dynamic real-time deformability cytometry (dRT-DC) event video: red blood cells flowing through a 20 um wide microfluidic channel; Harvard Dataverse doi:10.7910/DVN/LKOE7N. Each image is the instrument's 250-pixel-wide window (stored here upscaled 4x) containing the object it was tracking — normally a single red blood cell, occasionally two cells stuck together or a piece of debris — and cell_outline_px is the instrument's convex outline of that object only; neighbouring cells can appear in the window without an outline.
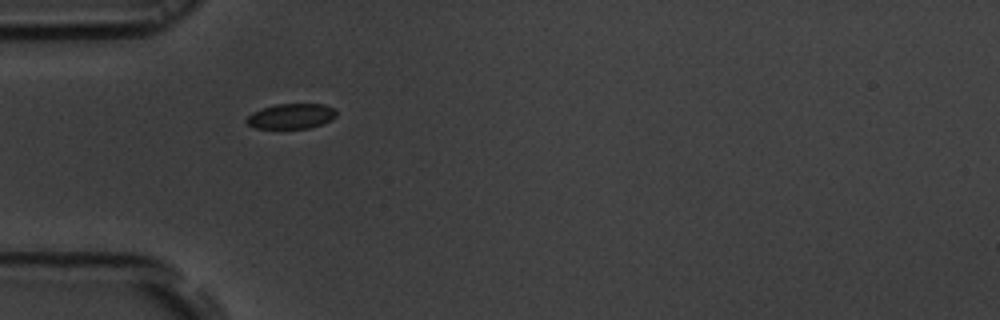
{"species": "common noctule bat (a hibernating species)", "species_latin": "Nyctalus noctula", "temperature_condition": "room temperature", "stored_images_in_passage": 39, "camera_frame_rate_fps": 3000, "um_per_image_px": 0.085, "animal": {"sex": "male", "body_mass_g": 19.5, "forearm_length_mm": 54.6}, "frame": {"image": 1, "passage_image": 1, "time_ms": 0.0, "image_size_px": [1000, 320], "cell_outline_px": [[336, 116], [332, 120], [308, 128], [256, 128], [248, 124], [244, 120], [252, 112], [276, 104], [324, 104], [336, 108]], "centroid_in_image_um": [24.77, 9.87], "position_along_channel_um": 60.2, "area_um2": 13.12}}
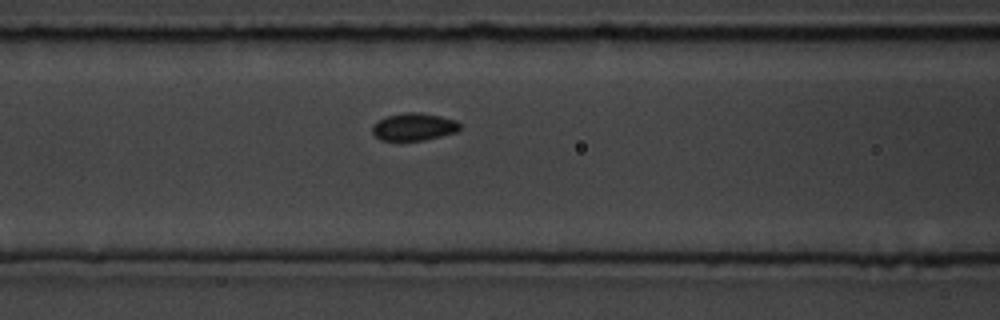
{"frame": {"image": 2, "passage_image": 7, "time_ms": 2.0, "image_size_px": [1000, 320], "cell_outline_px": [[460, 128], [456, 132], [424, 140], [380, 140], [372, 132], [372, 124], [384, 116], [404, 112], [420, 112], [440, 116], [456, 120], [460, 124]], "centroid_in_image_um": [35.15, 10.76], "position_along_channel_um": 131.5, "area_um2": 14.1}}
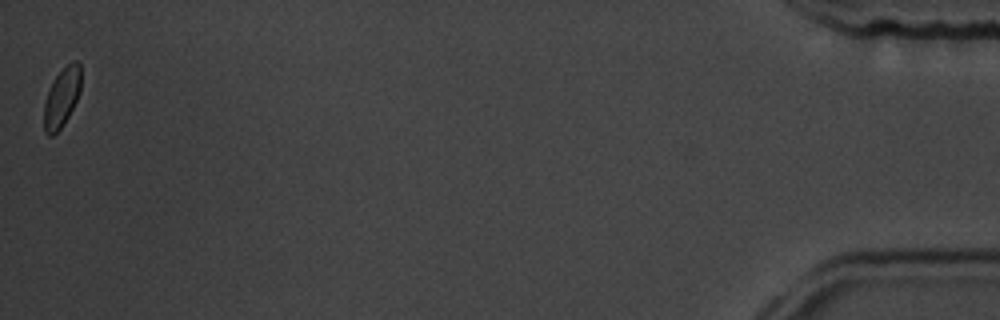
{"frame": {"image": 3, "passage_image": 39, "time_ms": 12.667, "image_size_px": [1000, 320], "cell_outline_px": [[80, 92], [64, 124], [52, 136], [48, 136], [44, 132], [44, 104], [48, 88], [56, 76], [72, 60], [76, 60], [80, 64]], "centroid_in_image_um": [5.23, 8.29], "position_along_channel_um": 430.0, "area_um2": 12.66}, "authors_computed_cell_mechanics": {"area_um2": 13.9876, "velocity_mm_per_s": 3.6988, "shape_relaxation_time_tau1_ms": 1.4997, "shape_relaxation_time_tau2_ms": null, "deformation_change_tau1": 0.0609, "deformation_change_tau2": null}}